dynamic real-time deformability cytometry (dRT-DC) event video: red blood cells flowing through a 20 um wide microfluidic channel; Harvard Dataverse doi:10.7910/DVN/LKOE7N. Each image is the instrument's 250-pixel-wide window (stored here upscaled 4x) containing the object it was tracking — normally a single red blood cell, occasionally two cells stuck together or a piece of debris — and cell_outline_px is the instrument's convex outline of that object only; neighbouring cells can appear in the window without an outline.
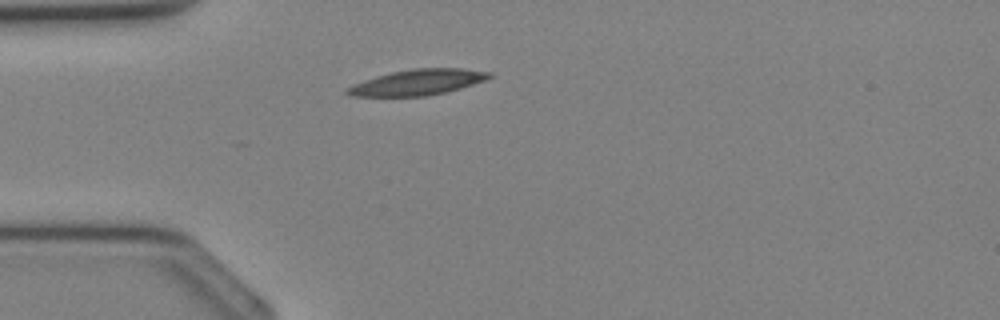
{"species": "Egyptian fruit bat (a non-hibernating species)", "species_latin": "Rousettus aegyptiacus", "temperature_condition": "cold", "stored_images_in_passage": 28, "camera_frame_rate_fps": 3000, "um_per_image_px": 0.085, "animal": {"sex": "female"}, "frame": {"image": 1, "passage_image": 2, "time_ms": 0.333, "image_size_px": [1000, 320], "cell_outline_px": [[496, 76], [448, 92], [428, 96], [348, 96], [344, 92], [344, 88], [364, 80], [376, 76], [392, 72], [412, 68], [460, 68], [492, 72]], "centroid_in_image_um": [35.5, 6.99], "position_along_channel_um": 49.5, "area_um2": 21.44}}
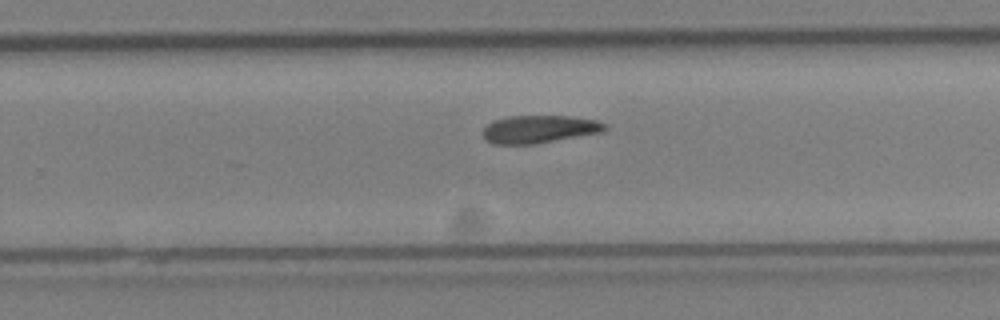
{"frame": {"image": 2, "passage_image": 15, "time_ms": 4.667, "image_size_px": [1000, 320], "cell_outline_px": [[608, 128], [604, 132], [536, 144], [492, 144], [484, 136], [484, 128], [492, 120], [508, 116], [568, 116], [596, 120], [608, 124]], "centroid_in_image_um": [45.89, 10.98], "position_along_channel_um": 283.9, "area_um2": 19.88}}
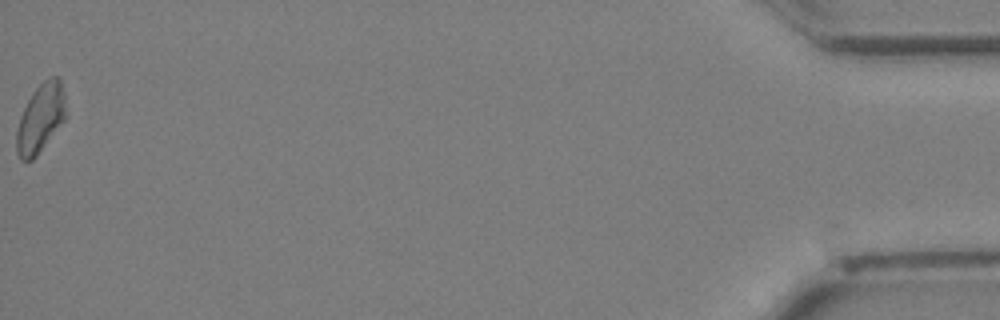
{"frame": {"image": 3, "passage_image": 28, "time_ms": 9.0, "image_size_px": [1000, 320], "cell_outline_px": [[68, 116], [36, 156], [32, 160], [20, 160], [16, 152], [16, 132], [20, 116], [32, 92], [44, 80], [52, 76], [60, 76], [64, 92]], "centroid_in_image_um": [3.47, 10.03], "position_along_channel_um": 431.7, "area_um2": 20.0}}